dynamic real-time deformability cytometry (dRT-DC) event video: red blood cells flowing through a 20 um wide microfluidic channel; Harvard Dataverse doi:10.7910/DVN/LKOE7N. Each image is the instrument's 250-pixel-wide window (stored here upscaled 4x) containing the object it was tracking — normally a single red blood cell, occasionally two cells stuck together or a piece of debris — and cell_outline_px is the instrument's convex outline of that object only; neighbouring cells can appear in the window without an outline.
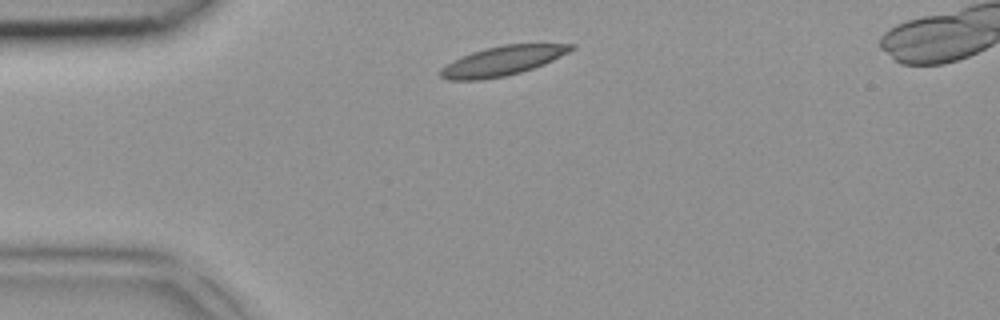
{"species": "common noctule bat (a hibernating species)", "species_latin": "Nyctalus noctula", "temperature_condition": "room temperature", "stored_images_in_passage": 2, "camera_frame_rate_fps": 3000, "um_per_image_px": 0.085, "animal": {"sex": "female", "body_mass_g": 18.4}, "frame": {"image": 1, "passage_image": 1, "time_ms": 0.0, "image_size_px": [1000, 320], "cell_outline_px": [[576, 48], [544, 64], [520, 72], [504, 76], [480, 80], [448, 80], [440, 76], [440, 68], [452, 60], [472, 52], [484, 48], [504, 44], [576, 44]], "centroid_in_image_um": [42.68, 5.17], "position_along_channel_um": 42.3, "area_um2": 22.31}}